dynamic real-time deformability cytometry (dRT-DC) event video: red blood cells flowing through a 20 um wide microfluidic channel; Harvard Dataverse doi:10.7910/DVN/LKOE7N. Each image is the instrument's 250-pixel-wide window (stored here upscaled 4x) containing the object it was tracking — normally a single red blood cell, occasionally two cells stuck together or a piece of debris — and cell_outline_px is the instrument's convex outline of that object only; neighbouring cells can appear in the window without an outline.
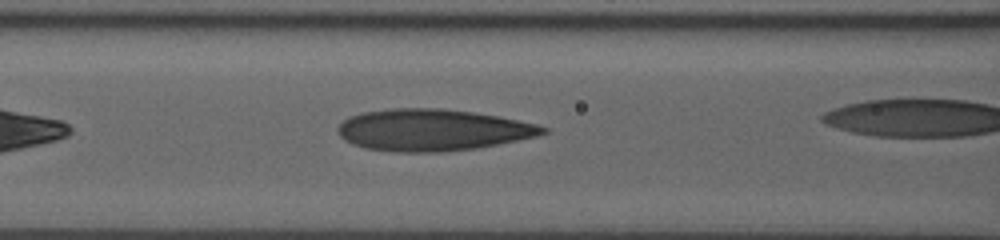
{"species": "human", "species_latin": "Homo sapiens", "temperature_condition": "room temperature", "stored_images_in_passage": 40, "camera_frame_rate_fps": 3000, "um_per_image_px": 0.085, "donor": {"sex": "male"}, "frame": {"image": 1, "passage_image": 7, "time_ms": 2.333, "image_size_px": [1000, 240], "cell_outline_px": [[548, 132], [536, 136], [476, 148], [440, 152], [392, 152], [364, 148], [352, 144], [344, 140], [340, 136], [336, 128], [348, 116], [364, 112], [392, 108], [440, 108], [472, 112], [496, 116], [536, 124], [548, 128]], "centroid_in_image_um": [36.7, 11.05], "position_along_channel_um": 129.9, "area_um2": 49.65}}
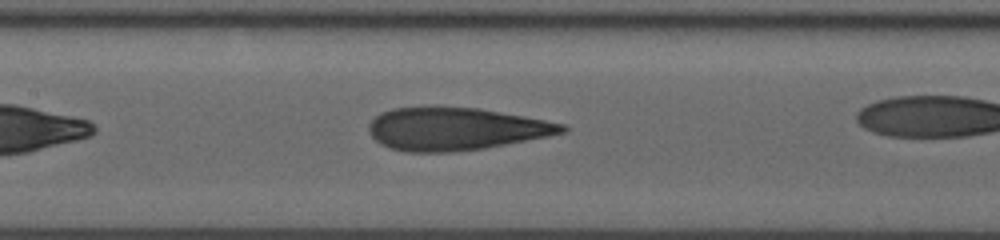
{"frame": {"image": 2, "passage_image": 12, "time_ms": 3.333, "image_size_px": [1000, 240], "cell_outline_px": [[568, 128], [564, 132], [548, 136], [484, 148], [452, 152], [404, 152], [388, 148], [380, 144], [368, 132], [368, 124], [380, 112], [392, 108], [432, 104], [436, 104], [480, 108], [524, 116], [564, 124]], "centroid_in_image_um": [38.64, 10.92], "position_along_channel_um": 168.8, "area_um2": 49.01}}